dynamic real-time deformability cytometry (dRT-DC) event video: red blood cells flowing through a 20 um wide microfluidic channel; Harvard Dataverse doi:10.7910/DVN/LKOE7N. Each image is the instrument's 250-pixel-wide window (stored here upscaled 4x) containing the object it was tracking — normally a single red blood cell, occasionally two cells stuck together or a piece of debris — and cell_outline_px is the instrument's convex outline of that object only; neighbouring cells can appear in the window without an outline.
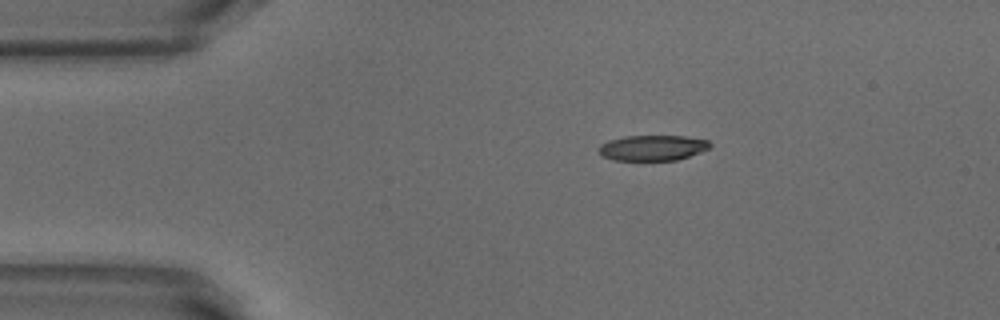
{"species": "common noctule bat (a hibernating species)", "species_latin": "Nyctalus noctula", "temperature_condition": "warm", "stored_images_in_passage": 43, "camera_frame_rate_fps": 3000, "um_per_image_px": 0.085, "animal": {"sex": "male", "body_mass_g": 18.8}, "frame": {"image": 1, "passage_image": 1, "time_ms": 0.0, "image_size_px": [1000, 320], "cell_outline_px": [[712, 144], [708, 148], [700, 152], [676, 160], [612, 160], [600, 156], [600, 144], [608, 140], [624, 136], [684, 136], [708, 140]], "centroid_in_image_um": [55.44, 12.56], "position_along_channel_um": 29.6, "area_um2": 16.47}}
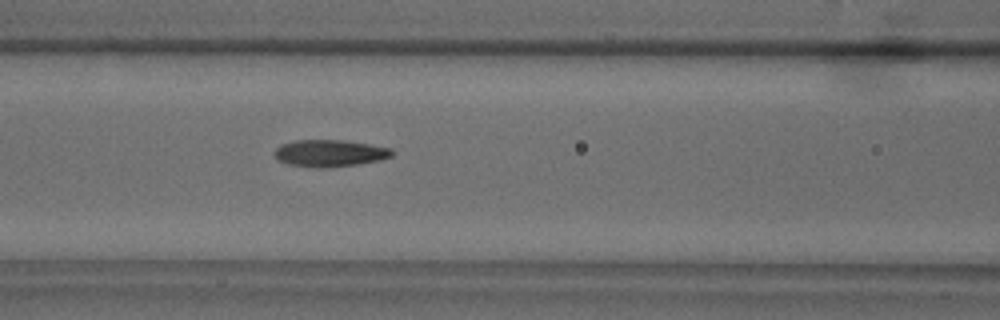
{"frame": {"image": 2, "passage_image": 13, "time_ms": 4.0, "image_size_px": [1000, 320], "cell_outline_px": [[396, 152], [392, 156], [380, 160], [356, 164], [324, 168], [312, 168], [288, 164], [280, 160], [272, 152], [280, 144], [296, 140], [344, 140], [392, 148]], "centroid_in_image_um": [28.03, 13.02], "position_along_channel_um": 138.6, "area_um2": 18.55}}
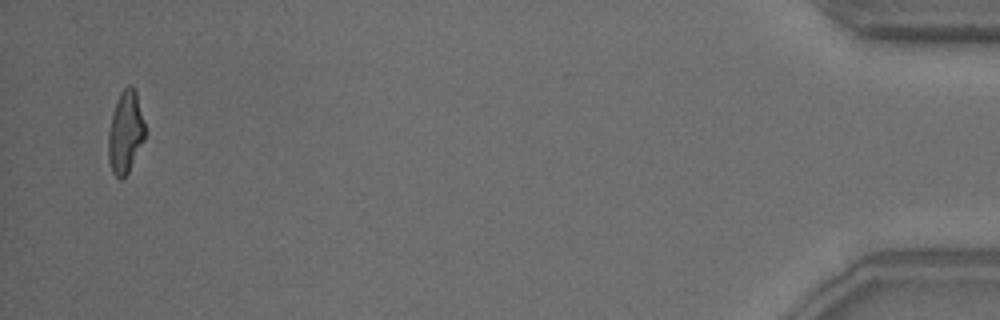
{"frame": {"image": 3, "passage_image": 42, "time_ms": 13.667, "image_size_px": [1000, 320], "cell_outline_px": [[148, 132], [128, 172], [120, 180], [112, 172], [108, 160], [108, 132], [112, 112], [116, 100], [120, 92], [128, 84], [132, 84], [136, 92]], "centroid_in_image_um": [10.67, 11.2], "position_along_channel_um": 424.5, "area_um2": 17.98}, "authors_computed_cell_mechanics": {"area_um2": 18.0914, "velocity_mm_per_s": 3.8698, "shape_relaxation_time_tau1_ms": 6.8962, "shape_relaxation_time_tau2_ms": 2.0316, "deformation_change_tau1": 0.229, "deformation_change_tau2": 0.1043}}